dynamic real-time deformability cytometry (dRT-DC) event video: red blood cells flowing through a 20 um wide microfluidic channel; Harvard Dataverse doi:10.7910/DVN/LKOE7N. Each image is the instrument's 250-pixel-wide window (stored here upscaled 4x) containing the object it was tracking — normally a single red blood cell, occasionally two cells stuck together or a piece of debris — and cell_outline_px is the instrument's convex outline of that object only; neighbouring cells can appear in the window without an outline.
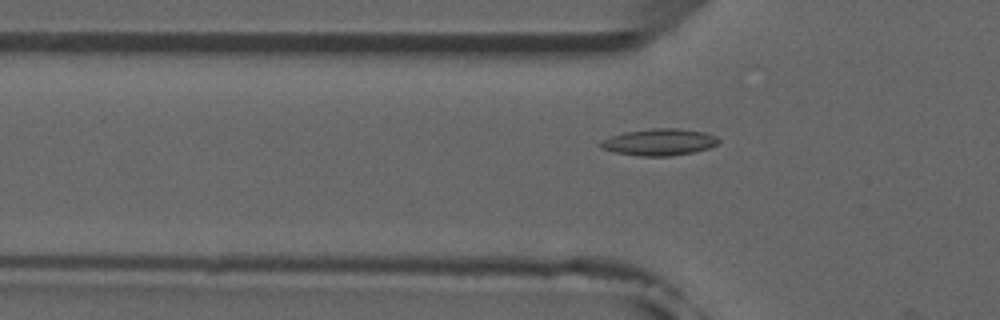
{"species": "common noctule bat (a hibernating species)", "species_latin": "Nyctalus noctula", "temperature_condition": "room temperature", "stored_images_in_passage": 11, "camera_frame_rate_fps": 3000, "um_per_image_px": 0.085, "animal": {"sex": "male", "forearm_length_mm": 52.5}, "frame": {"image": 1, "passage_image": 10, "time_ms": 3.0, "image_size_px": [1000, 320], "cell_outline_px": [[720, 140], [716, 144], [708, 148], [692, 152], [672, 156], [640, 156], [616, 152], [600, 148], [600, 140], [624, 132], [652, 128], [676, 128], [704, 132], [716, 136]], "centroid_in_image_um": [56.02, 12.07], "position_along_channel_um": 69.8, "area_um2": 18.26}}